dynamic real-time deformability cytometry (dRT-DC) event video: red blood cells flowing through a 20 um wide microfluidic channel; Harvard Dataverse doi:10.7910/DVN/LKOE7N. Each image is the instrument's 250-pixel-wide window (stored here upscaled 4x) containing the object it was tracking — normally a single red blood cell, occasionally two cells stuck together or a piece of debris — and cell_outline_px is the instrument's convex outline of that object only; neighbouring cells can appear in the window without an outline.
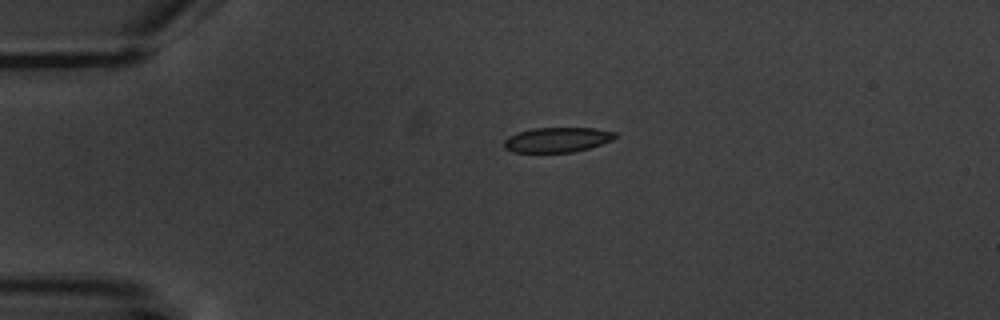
{"species": "common noctule bat (a hibernating species)", "species_latin": "Nyctalus noctula", "temperature_condition": "warm", "stored_images_in_passage": 6, "camera_frame_rate_fps": 3000, "um_per_image_px": 0.085, "animal": {"sex": "male", "body_mass_g": 20.1, "forearm_length_mm": 53.5}, "frame": {"image": 1, "passage_image": 6, "time_ms": 6.333, "image_size_px": [1000, 320], "cell_outline_px": [[616, 136], [612, 140], [588, 148], [572, 152], [512, 152], [504, 148], [504, 140], [508, 136], [532, 128], [596, 128], [616, 132]], "centroid_in_image_um": [47.35, 11.87], "position_along_channel_um": 37.7, "area_um2": 16.01}}